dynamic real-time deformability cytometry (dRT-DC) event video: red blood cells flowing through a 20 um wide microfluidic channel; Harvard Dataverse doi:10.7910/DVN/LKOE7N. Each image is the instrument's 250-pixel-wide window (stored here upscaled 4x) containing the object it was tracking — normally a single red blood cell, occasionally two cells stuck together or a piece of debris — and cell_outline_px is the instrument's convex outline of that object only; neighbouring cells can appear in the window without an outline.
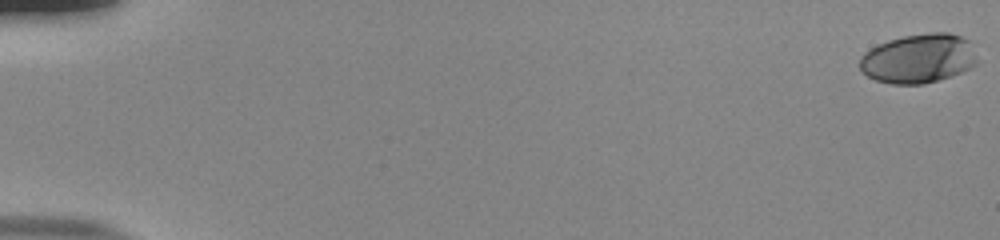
{"species": "human", "species_latin": "Homo sapiens", "temperature_condition": "room temperature", "stored_images_in_passage": 55, "camera_frame_rate_fps": 3000, "um_per_image_px": 0.085, "donor": {"sex": "male"}, "frame": {"image": 1, "passage_image": 1, "time_ms": 0.0, "image_size_px": [1000, 240], "cell_outline_px": [[976, 64], [952, 76], [924, 84], [892, 84], [876, 80], [868, 76], [860, 68], [860, 56], [864, 52], [888, 40], [904, 36], [932, 32], [948, 32], [960, 36], [968, 40], [976, 60]], "centroid_in_image_um": [78.05, 4.98], "position_along_channel_um": 7.0, "area_um2": 33.35}}
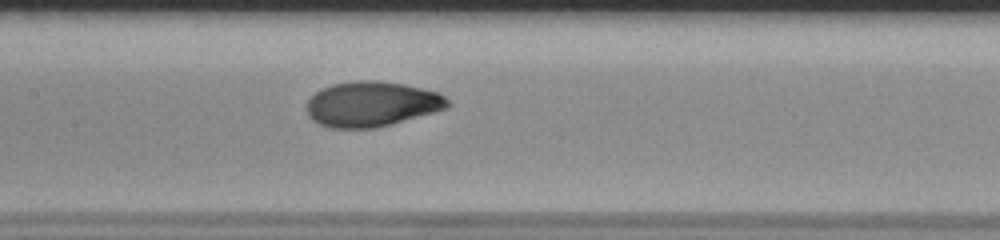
{"frame": {"image": 2, "passage_image": 29, "time_ms": 9.333, "image_size_px": [1000, 240], "cell_outline_px": [[448, 108], [392, 124], [376, 128], [328, 128], [312, 120], [308, 116], [308, 100], [316, 92], [332, 84], [356, 80], [376, 80], [404, 84], [440, 92], [448, 100]], "centroid_in_image_um": [31.61, 8.84], "position_along_channel_um": 175.8, "area_um2": 37.11}}
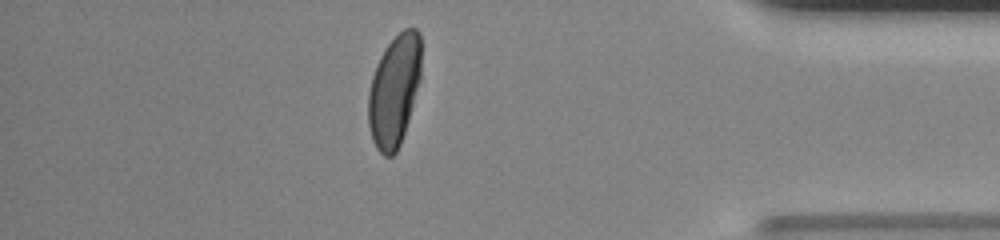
{"frame": {"image": 3, "passage_image": 49, "time_ms": 16.0, "image_size_px": [1000, 240], "cell_outline_px": [[420, 80], [408, 120], [400, 144], [396, 152], [392, 156], [384, 156], [376, 148], [372, 140], [368, 124], [368, 92], [372, 76], [376, 64], [380, 56], [388, 44], [404, 28], [416, 28], [420, 32]], "centroid_in_image_um": [33.49, 7.7], "position_along_channel_um": 401.7, "area_um2": 34.28}, "authors_computed_cell_mechanics": {"area_um2": 35.258, "velocity_mm_per_s": 3.84, "shape_relaxation_time_tau1_ms": 5.1757, "shape_relaxation_time_tau2_ms": 0.7718, "deformation_change_tau1": 0.2078, "deformation_change_tau2": 0.0421}}